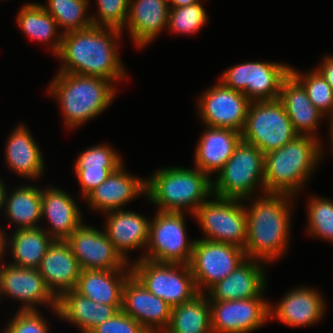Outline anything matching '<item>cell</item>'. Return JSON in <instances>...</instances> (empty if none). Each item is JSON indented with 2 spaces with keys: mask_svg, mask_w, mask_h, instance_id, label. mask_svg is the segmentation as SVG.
<instances>
[{
  "mask_svg": "<svg viewBox=\"0 0 333 333\" xmlns=\"http://www.w3.org/2000/svg\"><path fill=\"white\" fill-rule=\"evenodd\" d=\"M90 333H149L140 323L122 310L95 327Z\"/></svg>",
  "mask_w": 333,
  "mask_h": 333,
  "instance_id": "41",
  "label": "cell"
},
{
  "mask_svg": "<svg viewBox=\"0 0 333 333\" xmlns=\"http://www.w3.org/2000/svg\"><path fill=\"white\" fill-rule=\"evenodd\" d=\"M81 270L66 240H53L38 267L46 286L57 299L75 289Z\"/></svg>",
  "mask_w": 333,
  "mask_h": 333,
  "instance_id": "23",
  "label": "cell"
},
{
  "mask_svg": "<svg viewBox=\"0 0 333 333\" xmlns=\"http://www.w3.org/2000/svg\"><path fill=\"white\" fill-rule=\"evenodd\" d=\"M117 87L100 77L57 72L47 91L59 103L65 128L75 130L110 107Z\"/></svg>",
  "mask_w": 333,
  "mask_h": 333,
  "instance_id": "3",
  "label": "cell"
},
{
  "mask_svg": "<svg viewBox=\"0 0 333 333\" xmlns=\"http://www.w3.org/2000/svg\"><path fill=\"white\" fill-rule=\"evenodd\" d=\"M42 207V188L23 184L5 193L4 212L9 224L15 229L40 227Z\"/></svg>",
  "mask_w": 333,
  "mask_h": 333,
  "instance_id": "32",
  "label": "cell"
},
{
  "mask_svg": "<svg viewBox=\"0 0 333 333\" xmlns=\"http://www.w3.org/2000/svg\"><path fill=\"white\" fill-rule=\"evenodd\" d=\"M321 60L319 66L315 68L321 73L333 90V55H326Z\"/></svg>",
  "mask_w": 333,
  "mask_h": 333,
  "instance_id": "42",
  "label": "cell"
},
{
  "mask_svg": "<svg viewBox=\"0 0 333 333\" xmlns=\"http://www.w3.org/2000/svg\"><path fill=\"white\" fill-rule=\"evenodd\" d=\"M210 301L212 333H251L270 320V300Z\"/></svg>",
  "mask_w": 333,
  "mask_h": 333,
  "instance_id": "15",
  "label": "cell"
},
{
  "mask_svg": "<svg viewBox=\"0 0 333 333\" xmlns=\"http://www.w3.org/2000/svg\"><path fill=\"white\" fill-rule=\"evenodd\" d=\"M122 35L119 29L93 25L63 34L55 55L61 61L57 72L100 77L117 85L127 80L118 51Z\"/></svg>",
  "mask_w": 333,
  "mask_h": 333,
  "instance_id": "1",
  "label": "cell"
},
{
  "mask_svg": "<svg viewBox=\"0 0 333 333\" xmlns=\"http://www.w3.org/2000/svg\"><path fill=\"white\" fill-rule=\"evenodd\" d=\"M185 212L156 210L150 218L143 259L158 263L190 264L196 239L187 237Z\"/></svg>",
  "mask_w": 333,
  "mask_h": 333,
  "instance_id": "7",
  "label": "cell"
},
{
  "mask_svg": "<svg viewBox=\"0 0 333 333\" xmlns=\"http://www.w3.org/2000/svg\"><path fill=\"white\" fill-rule=\"evenodd\" d=\"M5 230L0 228V264L3 262L5 253Z\"/></svg>",
  "mask_w": 333,
  "mask_h": 333,
  "instance_id": "44",
  "label": "cell"
},
{
  "mask_svg": "<svg viewBox=\"0 0 333 333\" xmlns=\"http://www.w3.org/2000/svg\"><path fill=\"white\" fill-rule=\"evenodd\" d=\"M7 188L5 182L0 178V211H4L5 193Z\"/></svg>",
  "mask_w": 333,
  "mask_h": 333,
  "instance_id": "45",
  "label": "cell"
},
{
  "mask_svg": "<svg viewBox=\"0 0 333 333\" xmlns=\"http://www.w3.org/2000/svg\"><path fill=\"white\" fill-rule=\"evenodd\" d=\"M308 201L306 232L311 237L333 243V200L315 195Z\"/></svg>",
  "mask_w": 333,
  "mask_h": 333,
  "instance_id": "36",
  "label": "cell"
},
{
  "mask_svg": "<svg viewBox=\"0 0 333 333\" xmlns=\"http://www.w3.org/2000/svg\"><path fill=\"white\" fill-rule=\"evenodd\" d=\"M279 99L296 133L320 140L317 129L326 116L313 105L303 85L291 73L282 82Z\"/></svg>",
  "mask_w": 333,
  "mask_h": 333,
  "instance_id": "29",
  "label": "cell"
},
{
  "mask_svg": "<svg viewBox=\"0 0 333 333\" xmlns=\"http://www.w3.org/2000/svg\"><path fill=\"white\" fill-rule=\"evenodd\" d=\"M16 22L26 37L47 43L54 56L58 53L63 33L59 30L56 20L44 9L41 3L28 2L21 6L17 13Z\"/></svg>",
  "mask_w": 333,
  "mask_h": 333,
  "instance_id": "33",
  "label": "cell"
},
{
  "mask_svg": "<svg viewBox=\"0 0 333 333\" xmlns=\"http://www.w3.org/2000/svg\"><path fill=\"white\" fill-rule=\"evenodd\" d=\"M168 0H130L126 30L138 49L148 46L161 31L167 30ZM166 29V30H165Z\"/></svg>",
  "mask_w": 333,
  "mask_h": 333,
  "instance_id": "24",
  "label": "cell"
},
{
  "mask_svg": "<svg viewBox=\"0 0 333 333\" xmlns=\"http://www.w3.org/2000/svg\"><path fill=\"white\" fill-rule=\"evenodd\" d=\"M130 265L132 274L144 287L172 308L192 300L199 294L188 264L138 259L133 260Z\"/></svg>",
  "mask_w": 333,
  "mask_h": 333,
  "instance_id": "9",
  "label": "cell"
},
{
  "mask_svg": "<svg viewBox=\"0 0 333 333\" xmlns=\"http://www.w3.org/2000/svg\"><path fill=\"white\" fill-rule=\"evenodd\" d=\"M164 333H212L210 301L205 293L173 307Z\"/></svg>",
  "mask_w": 333,
  "mask_h": 333,
  "instance_id": "34",
  "label": "cell"
},
{
  "mask_svg": "<svg viewBox=\"0 0 333 333\" xmlns=\"http://www.w3.org/2000/svg\"><path fill=\"white\" fill-rule=\"evenodd\" d=\"M132 269L81 270L75 291L95 302L122 305L123 286Z\"/></svg>",
  "mask_w": 333,
  "mask_h": 333,
  "instance_id": "30",
  "label": "cell"
},
{
  "mask_svg": "<svg viewBox=\"0 0 333 333\" xmlns=\"http://www.w3.org/2000/svg\"><path fill=\"white\" fill-rule=\"evenodd\" d=\"M104 232L115 249L128 262L131 263L129 253L143 250L135 260L143 259L149 233L150 217L131 210H113L105 213Z\"/></svg>",
  "mask_w": 333,
  "mask_h": 333,
  "instance_id": "21",
  "label": "cell"
},
{
  "mask_svg": "<svg viewBox=\"0 0 333 333\" xmlns=\"http://www.w3.org/2000/svg\"><path fill=\"white\" fill-rule=\"evenodd\" d=\"M122 311L149 333H164L170 323L172 307L131 274L123 286Z\"/></svg>",
  "mask_w": 333,
  "mask_h": 333,
  "instance_id": "17",
  "label": "cell"
},
{
  "mask_svg": "<svg viewBox=\"0 0 333 333\" xmlns=\"http://www.w3.org/2000/svg\"><path fill=\"white\" fill-rule=\"evenodd\" d=\"M130 0H96V12L91 14L93 26L123 30L129 14Z\"/></svg>",
  "mask_w": 333,
  "mask_h": 333,
  "instance_id": "39",
  "label": "cell"
},
{
  "mask_svg": "<svg viewBox=\"0 0 333 333\" xmlns=\"http://www.w3.org/2000/svg\"><path fill=\"white\" fill-rule=\"evenodd\" d=\"M207 21L209 20L203 1L182 7H169L167 30L176 35L194 36L207 25Z\"/></svg>",
  "mask_w": 333,
  "mask_h": 333,
  "instance_id": "38",
  "label": "cell"
},
{
  "mask_svg": "<svg viewBox=\"0 0 333 333\" xmlns=\"http://www.w3.org/2000/svg\"><path fill=\"white\" fill-rule=\"evenodd\" d=\"M325 299L319 290L310 286H298L285 292L282 299L270 303V320L277 319L289 327L312 326L326 315Z\"/></svg>",
  "mask_w": 333,
  "mask_h": 333,
  "instance_id": "19",
  "label": "cell"
},
{
  "mask_svg": "<svg viewBox=\"0 0 333 333\" xmlns=\"http://www.w3.org/2000/svg\"><path fill=\"white\" fill-rule=\"evenodd\" d=\"M213 177L197 169L167 166L146 179V198L159 211L194 213L213 195Z\"/></svg>",
  "mask_w": 333,
  "mask_h": 333,
  "instance_id": "5",
  "label": "cell"
},
{
  "mask_svg": "<svg viewBox=\"0 0 333 333\" xmlns=\"http://www.w3.org/2000/svg\"><path fill=\"white\" fill-rule=\"evenodd\" d=\"M4 151L10 172L33 182L42 178L45 170L44 155L25 123L17 124L10 132Z\"/></svg>",
  "mask_w": 333,
  "mask_h": 333,
  "instance_id": "26",
  "label": "cell"
},
{
  "mask_svg": "<svg viewBox=\"0 0 333 333\" xmlns=\"http://www.w3.org/2000/svg\"><path fill=\"white\" fill-rule=\"evenodd\" d=\"M246 259L244 249L222 242L195 240L190 268L199 293L229 276Z\"/></svg>",
  "mask_w": 333,
  "mask_h": 333,
  "instance_id": "12",
  "label": "cell"
},
{
  "mask_svg": "<svg viewBox=\"0 0 333 333\" xmlns=\"http://www.w3.org/2000/svg\"><path fill=\"white\" fill-rule=\"evenodd\" d=\"M66 241L82 270L131 269L104 230L83 222Z\"/></svg>",
  "mask_w": 333,
  "mask_h": 333,
  "instance_id": "16",
  "label": "cell"
},
{
  "mask_svg": "<svg viewBox=\"0 0 333 333\" xmlns=\"http://www.w3.org/2000/svg\"><path fill=\"white\" fill-rule=\"evenodd\" d=\"M123 164V158L112 145L103 142L84 149L73 168L81 188L79 195L84 199Z\"/></svg>",
  "mask_w": 333,
  "mask_h": 333,
  "instance_id": "25",
  "label": "cell"
},
{
  "mask_svg": "<svg viewBox=\"0 0 333 333\" xmlns=\"http://www.w3.org/2000/svg\"><path fill=\"white\" fill-rule=\"evenodd\" d=\"M90 0H46L41 5L56 20L63 34L92 26Z\"/></svg>",
  "mask_w": 333,
  "mask_h": 333,
  "instance_id": "35",
  "label": "cell"
},
{
  "mask_svg": "<svg viewBox=\"0 0 333 333\" xmlns=\"http://www.w3.org/2000/svg\"><path fill=\"white\" fill-rule=\"evenodd\" d=\"M264 167L265 154L255 145L241 140L223 168L212 178L213 195L244 200L265 193Z\"/></svg>",
  "mask_w": 333,
  "mask_h": 333,
  "instance_id": "6",
  "label": "cell"
},
{
  "mask_svg": "<svg viewBox=\"0 0 333 333\" xmlns=\"http://www.w3.org/2000/svg\"><path fill=\"white\" fill-rule=\"evenodd\" d=\"M241 136L266 154L283 147L298 134L278 98L250 103Z\"/></svg>",
  "mask_w": 333,
  "mask_h": 333,
  "instance_id": "8",
  "label": "cell"
},
{
  "mask_svg": "<svg viewBox=\"0 0 333 333\" xmlns=\"http://www.w3.org/2000/svg\"><path fill=\"white\" fill-rule=\"evenodd\" d=\"M122 310V305H107L84 297L75 290L64 292L57 299L58 317L79 329L90 333L95 327Z\"/></svg>",
  "mask_w": 333,
  "mask_h": 333,
  "instance_id": "28",
  "label": "cell"
},
{
  "mask_svg": "<svg viewBox=\"0 0 333 333\" xmlns=\"http://www.w3.org/2000/svg\"><path fill=\"white\" fill-rule=\"evenodd\" d=\"M323 142L298 135L283 147L265 154V193L298 197L314 170L324 158Z\"/></svg>",
  "mask_w": 333,
  "mask_h": 333,
  "instance_id": "4",
  "label": "cell"
},
{
  "mask_svg": "<svg viewBox=\"0 0 333 333\" xmlns=\"http://www.w3.org/2000/svg\"><path fill=\"white\" fill-rule=\"evenodd\" d=\"M53 238L40 227L14 229L10 237L5 233V253H11L9 264L29 269H38Z\"/></svg>",
  "mask_w": 333,
  "mask_h": 333,
  "instance_id": "31",
  "label": "cell"
},
{
  "mask_svg": "<svg viewBox=\"0 0 333 333\" xmlns=\"http://www.w3.org/2000/svg\"><path fill=\"white\" fill-rule=\"evenodd\" d=\"M202 0H168L169 7H182L198 3Z\"/></svg>",
  "mask_w": 333,
  "mask_h": 333,
  "instance_id": "43",
  "label": "cell"
},
{
  "mask_svg": "<svg viewBox=\"0 0 333 333\" xmlns=\"http://www.w3.org/2000/svg\"><path fill=\"white\" fill-rule=\"evenodd\" d=\"M196 210L194 220L203 231L201 239L245 248L247 215L244 201L212 195Z\"/></svg>",
  "mask_w": 333,
  "mask_h": 333,
  "instance_id": "10",
  "label": "cell"
},
{
  "mask_svg": "<svg viewBox=\"0 0 333 333\" xmlns=\"http://www.w3.org/2000/svg\"><path fill=\"white\" fill-rule=\"evenodd\" d=\"M48 319L39 310H18L10 319L4 333H50Z\"/></svg>",
  "mask_w": 333,
  "mask_h": 333,
  "instance_id": "40",
  "label": "cell"
},
{
  "mask_svg": "<svg viewBox=\"0 0 333 333\" xmlns=\"http://www.w3.org/2000/svg\"><path fill=\"white\" fill-rule=\"evenodd\" d=\"M248 200L250 206L245 204ZM294 200L295 196L283 193H263L243 200L247 215L246 258L271 264L286 255L291 243Z\"/></svg>",
  "mask_w": 333,
  "mask_h": 333,
  "instance_id": "2",
  "label": "cell"
},
{
  "mask_svg": "<svg viewBox=\"0 0 333 333\" xmlns=\"http://www.w3.org/2000/svg\"><path fill=\"white\" fill-rule=\"evenodd\" d=\"M329 117V118H328ZM326 118H328L327 120H329V134L328 137L330 136V150H332V154H333V114L328 115Z\"/></svg>",
  "mask_w": 333,
  "mask_h": 333,
  "instance_id": "46",
  "label": "cell"
},
{
  "mask_svg": "<svg viewBox=\"0 0 333 333\" xmlns=\"http://www.w3.org/2000/svg\"><path fill=\"white\" fill-rule=\"evenodd\" d=\"M290 73L303 85L310 101L325 116L333 114V90L316 68L301 72L291 66Z\"/></svg>",
  "mask_w": 333,
  "mask_h": 333,
  "instance_id": "37",
  "label": "cell"
},
{
  "mask_svg": "<svg viewBox=\"0 0 333 333\" xmlns=\"http://www.w3.org/2000/svg\"><path fill=\"white\" fill-rule=\"evenodd\" d=\"M291 66L271 61H247L226 69L219 81L242 92L251 102L278 99Z\"/></svg>",
  "mask_w": 333,
  "mask_h": 333,
  "instance_id": "11",
  "label": "cell"
},
{
  "mask_svg": "<svg viewBox=\"0 0 333 333\" xmlns=\"http://www.w3.org/2000/svg\"><path fill=\"white\" fill-rule=\"evenodd\" d=\"M2 296L21 302L18 310H39L38 306L45 305L59 316L57 298L46 286L38 269L17 267L3 261L0 264V303Z\"/></svg>",
  "mask_w": 333,
  "mask_h": 333,
  "instance_id": "14",
  "label": "cell"
},
{
  "mask_svg": "<svg viewBox=\"0 0 333 333\" xmlns=\"http://www.w3.org/2000/svg\"><path fill=\"white\" fill-rule=\"evenodd\" d=\"M197 99L198 115L204 125L242 132L251 103L242 92L217 81Z\"/></svg>",
  "mask_w": 333,
  "mask_h": 333,
  "instance_id": "13",
  "label": "cell"
},
{
  "mask_svg": "<svg viewBox=\"0 0 333 333\" xmlns=\"http://www.w3.org/2000/svg\"><path fill=\"white\" fill-rule=\"evenodd\" d=\"M76 202L61 188L51 185L42 189L41 219H46L49 226L41 228L54 240H67L84 222L82 210Z\"/></svg>",
  "mask_w": 333,
  "mask_h": 333,
  "instance_id": "22",
  "label": "cell"
},
{
  "mask_svg": "<svg viewBox=\"0 0 333 333\" xmlns=\"http://www.w3.org/2000/svg\"><path fill=\"white\" fill-rule=\"evenodd\" d=\"M267 263L246 258L223 280L211 286L205 294L209 301H230L250 298H265L267 289Z\"/></svg>",
  "mask_w": 333,
  "mask_h": 333,
  "instance_id": "18",
  "label": "cell"
},
{
  "mask_svg": "<svg viewBox=\"0 0 333 333\" xmlns=\"http://www.w3.org/2000/svg\"><path fill=\"white\" fill-rule=\"evenodd\" d=\"M241 140L237 130L205 125L194 152V167L210 177L217 175Z\"/></svg>",
  "mask_w": 333,
  "mask_h": 333,
  "instance_id": "27",
  "label": "cell"
},
{
  "mask_svg": "<svg viewBox=\"0 0 333 333\" xmlns=\"http://www.w3.org/2000/svg\"><path fill=\"white\" fill-rule=\"evenodd\" d=\"M141 195L146 197V178L130 174L123 164L82 200L92 211L106 213L124 209Z\"/></svg>",
  "mask_w": 333,
  "mask_h": 333,
  "instance_id": "20",
  "label": "cell"
}]
</instances>
